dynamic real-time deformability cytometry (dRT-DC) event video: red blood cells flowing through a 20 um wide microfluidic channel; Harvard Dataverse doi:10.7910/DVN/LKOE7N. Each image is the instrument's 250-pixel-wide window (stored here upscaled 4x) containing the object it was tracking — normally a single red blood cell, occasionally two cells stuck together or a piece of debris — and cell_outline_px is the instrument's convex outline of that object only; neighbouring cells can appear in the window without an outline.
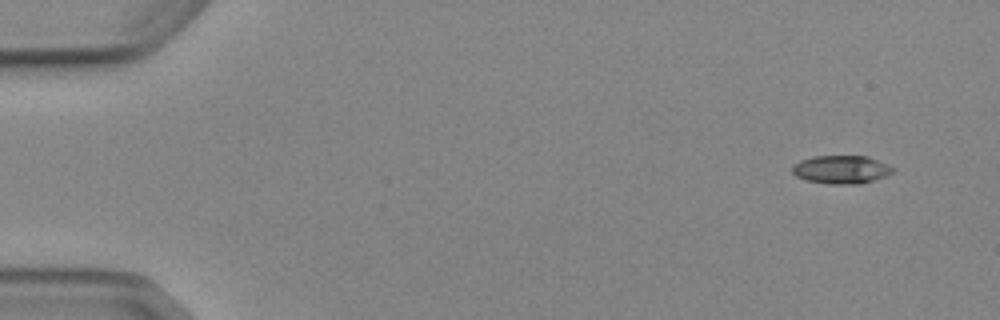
{"species": "Egyptian fruit bat (a non-hibernating species)", "species_latin": "Rousettus aegyptiacus", "temperature_condition": "cold", "stored_images_in_passage": 8, "camera_frame_rate_fps": 3000, "um_per_image_px": 0.085, "animal": {"sex": "female"}, "frame": {"image": 1, "passage_image": 1, "time_ms": 0.0, "image_size_px": [1000, 320], "cell_outline_px": [[896, 168], [892, 172], [884, 176], [860, 184], [828, 184], [808, 180], [796, 176], [792, 172], [792, 164], [800, 160], [816, 156], [868, 156]], "centroid_in_image_um": [71.49, 14.4], "position_along_channel_um": 13.5, "area_um2": 16.47}}
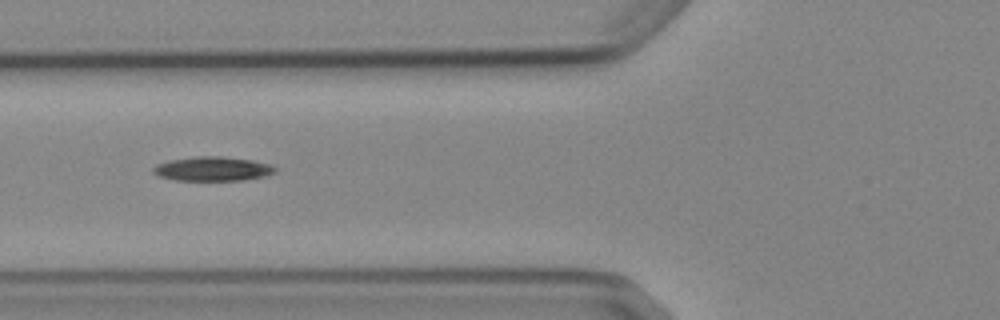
{"frame": {"image": 2, "passage_image": 6, "time_ms": 5.667, "image_size_px": [1000, 320], "cell_outline_px": [[276, 172], [264, 176], [244, 180], [172, 180], [160, 176], [152, 172], [152, 168], [156, 164], [172, 160], [196, 156], [220, 156], [252, 160], [272, 164], [276, 168]], "centroid_in_image_um": [18.09, 14.35], "position_along_channel_um": 107.7, "area_um2": 17.22}}
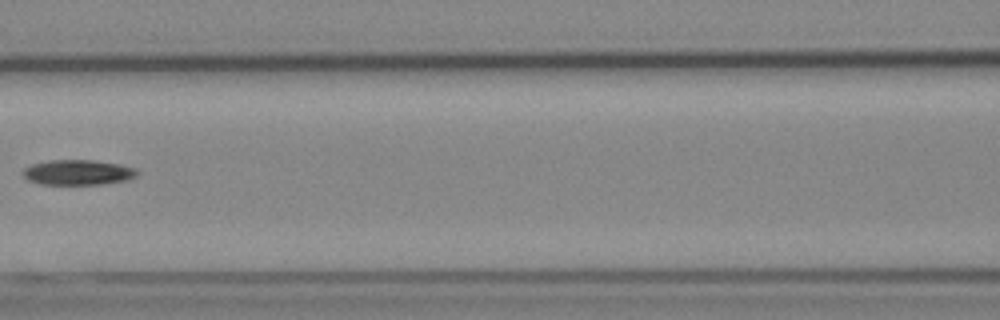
{"frame": {"image": 3, "passage_image": 7, "time_ms": 7.0, "image_size_px": [1000, 320], "cell_outline_px": [[140, 172], [136, 176], [128, 180], [104, 184], [40, 184], [28, 180], [20, 172], [24, 168], [32, 164], [48, 160], [92, 160], [120, 164], [136, 168]], "centroid_in_image_um": [6.64, 14.65], "position_along_channel_um": 160.0, "area_um2": 16.94}}